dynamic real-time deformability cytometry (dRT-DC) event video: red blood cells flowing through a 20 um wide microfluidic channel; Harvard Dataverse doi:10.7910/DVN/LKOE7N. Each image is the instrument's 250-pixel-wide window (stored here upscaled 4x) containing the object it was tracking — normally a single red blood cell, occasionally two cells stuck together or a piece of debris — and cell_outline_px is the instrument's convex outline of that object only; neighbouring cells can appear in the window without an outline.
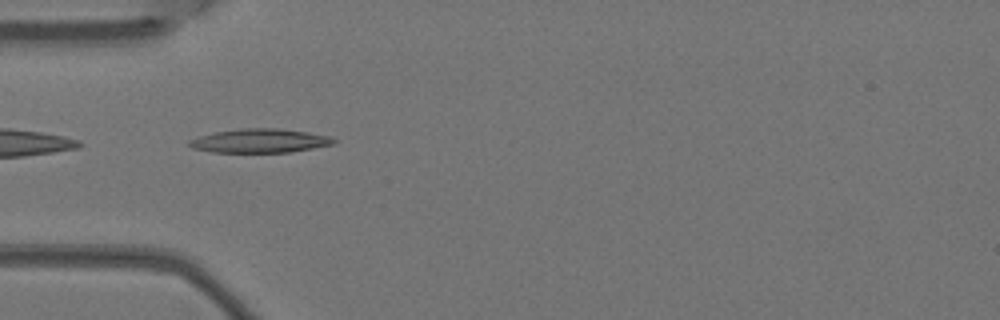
{"species": "Egyptian fruit bat (a non-hibernating species)", "species_latin": "Rousettus aegyptiacus", "temperature_condition": "warm", "stored_images_in_passage": 7, "camera_frame_rate_fps": 3000, "um_per_image_px": 0.085, "animal": {"sex": "female"}, "frame": {"image": 1, "passage_image": 4, "time_ms": 1.0, "image_size_px": [1000, 320], "cell_outline_px": [[336, 144], [288, 152], [212, 152], [192, 148], [188, 144], [188, 140], [200, 136], [216, 132], [240, 128], [280, 128], [308, 132], [328, 136], [336, 140]], "centroid_in_image_um": [22.08, 11.96], "position_along_channel_um": 62.9, "area_um2": 20.06}}
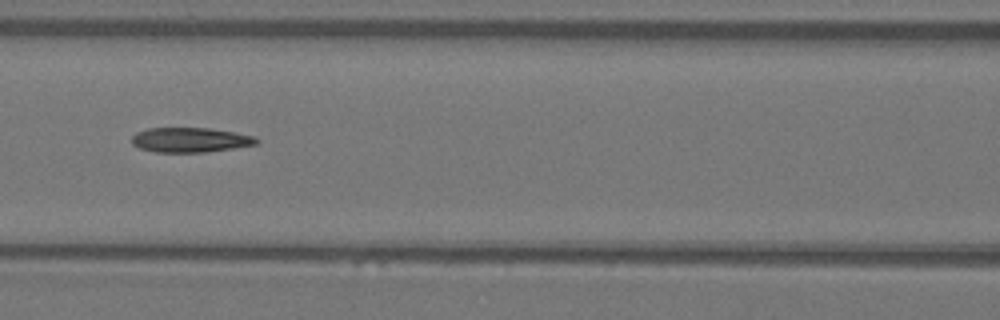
{"frame": {"image": 2, "passage_image": 6, "time_ms": 1.667, "image_size_px": [1000, 320], "cell_outline_px": [[260, 140], [256, 144], [232, 148], [204, 152], [156, 152], [140, 148], [132, 144], [132, 136], [136, 132], [148, 128], [208, 128], [256, 136]], "centroid_in_image_um": [16.16, 11.89], "position_along_channel_um": 150.4, "area_um2": 17.86}}
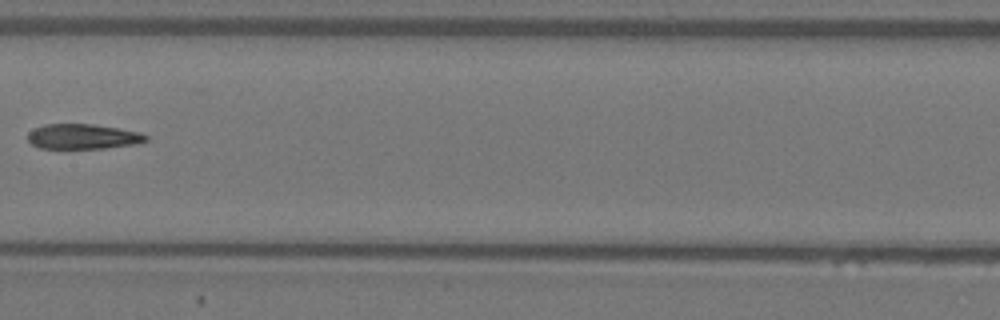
{"frame": {"image": 3, "passage_image": 7, "time_ms": 2.0, "image_size_px": [1000, 320], "cell_outline_px": [[148, 140], [136, 144], [104, 148], [40, 148], [32, 144], [28, 140], [28, 132], [32, 128], [44, 124], [92, 124], [140, 132], [148, 136]], "centroid_in_image_um": [7.02, 11.6], "position_along_channel_um": 200.4, "area_um2": 17.22}}